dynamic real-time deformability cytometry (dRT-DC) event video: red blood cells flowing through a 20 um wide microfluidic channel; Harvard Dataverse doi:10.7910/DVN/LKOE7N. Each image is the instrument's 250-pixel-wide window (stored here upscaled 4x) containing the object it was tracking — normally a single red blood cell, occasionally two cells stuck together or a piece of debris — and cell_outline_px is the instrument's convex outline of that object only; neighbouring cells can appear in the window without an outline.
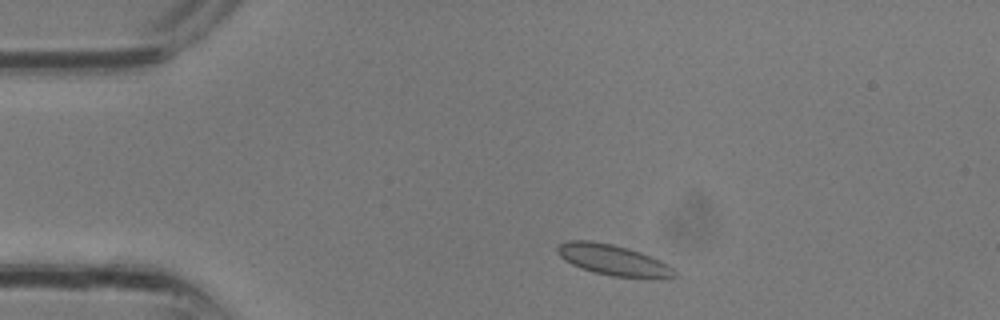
{"species": "common noctule bat (a hibernating species)", "species_latin": "Nyctalus noctula", "temperature_condition": "room temperature", "stored_images_in_passage": 29, "camera_frame_rate_fps": 3000, "um_per_image_px": 0.085, "animal": {"sex": "male", "body_mass_g": 13.3}, "frame": {"image": 1, "passage_image": 3, "time_ms": 0.667, "image_size_px": [1000, 320], "cell_outline_px": [[676, 276], [668, 280], [652, 280], [612, 276], [580, 268], [564, 260], [556, 252], [556, 248], [560, 244], [568, 240], [592, 240], [612, 244], [628, 248], [640, 252], [660, 260], [672, 268], [676, 272]], "centroid_in_image_um": [52.18, 22.13], "position_along_channel_um": 32.8, "area_um2": 21.5}}
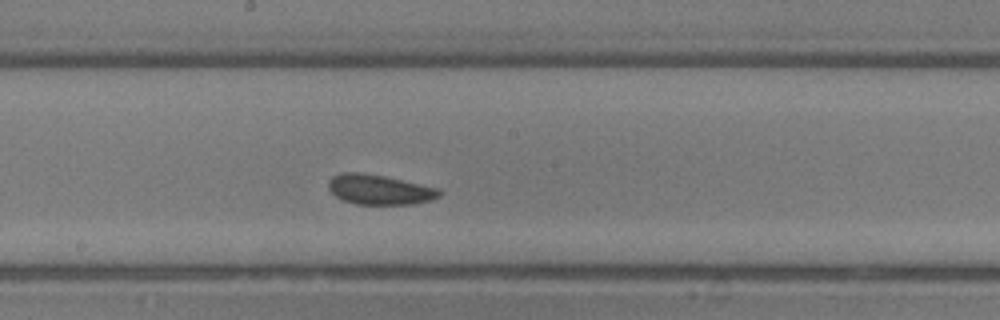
{"frame": {"image": 2, "passage_image": 14, "time_ms": 4.333, "image_size_px": [1000, 320], "cell_outline_px": [[440, 196], [432, 200], [412, 204], [356, 204], [344, 200], [336, 196], [328, 188], [328, 180], [332, 176], [340, 172], [360, 172], [384, 176], [440, 188]], "centroid_in_image_um": [32.24, 16.11], "position_along_channel_um": 216.0, "area_um2": 19.36}}
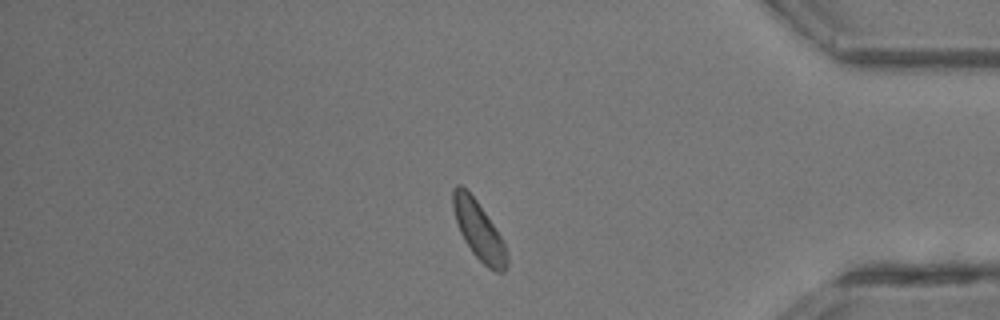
{"frame": {"image": 3, "passage_image": 24, "time_ms": 7.667, "image_size_px": [1000, 320], "cell_outline_px": [[508, 264], [504, 272], [496, 272], [488, 268], [472, 252], [464, 240], [460, 232], [452, 208], [452, 192], [456, 184], [460, 184], [476, 200], [496, 228], [504, 244], [508, 256]], "centroid_in_image_um": [40.69, 19.61], "position_along_channel_um": 394.5, "area_um2": 18.15}}